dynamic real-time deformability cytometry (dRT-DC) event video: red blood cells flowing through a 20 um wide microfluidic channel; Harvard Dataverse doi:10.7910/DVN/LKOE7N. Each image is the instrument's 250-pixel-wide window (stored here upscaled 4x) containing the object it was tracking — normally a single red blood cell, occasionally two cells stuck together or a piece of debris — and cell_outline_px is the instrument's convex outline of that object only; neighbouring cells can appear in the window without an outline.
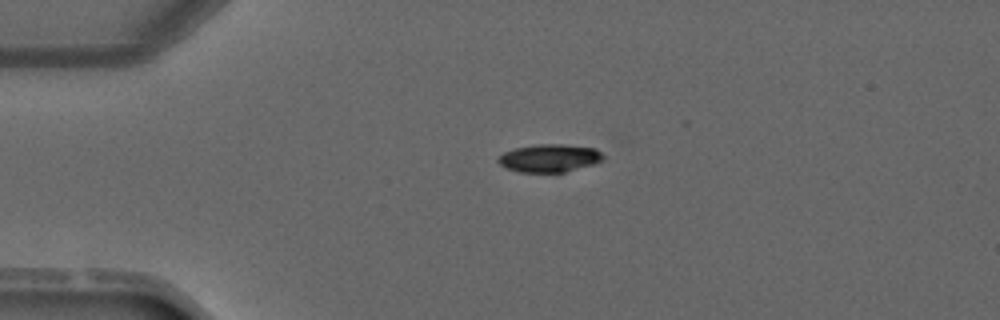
{"species": "common noctule bat (a hibernating species)", "species_latin": "Nyctalus noctula", "temperature_condition": "warm", "stored_images_in_passage": 2, "camera_frame_rate_fps": 3000, "um_per_image_px": 0.085, "animal": {"sex": "male", "forearm_length_mm": 52.5}, "frame": {"image": 1, "passage_image": 1, "time_ms": 0.0, "image_size_px": [1000, 320], "cell_outline_px": [[604, 160], [592, 164], [564, 172], [520, 172], [508, 168], [500, 164], [496, 160], [504, 152], [516, 148], [536, 144], [564, 144], [596, 148], [604, 156]], "centroid_in_image_um": [46.72, 13.43], "position_along_channel_um": 38.3, "area_um2": 16.94}}